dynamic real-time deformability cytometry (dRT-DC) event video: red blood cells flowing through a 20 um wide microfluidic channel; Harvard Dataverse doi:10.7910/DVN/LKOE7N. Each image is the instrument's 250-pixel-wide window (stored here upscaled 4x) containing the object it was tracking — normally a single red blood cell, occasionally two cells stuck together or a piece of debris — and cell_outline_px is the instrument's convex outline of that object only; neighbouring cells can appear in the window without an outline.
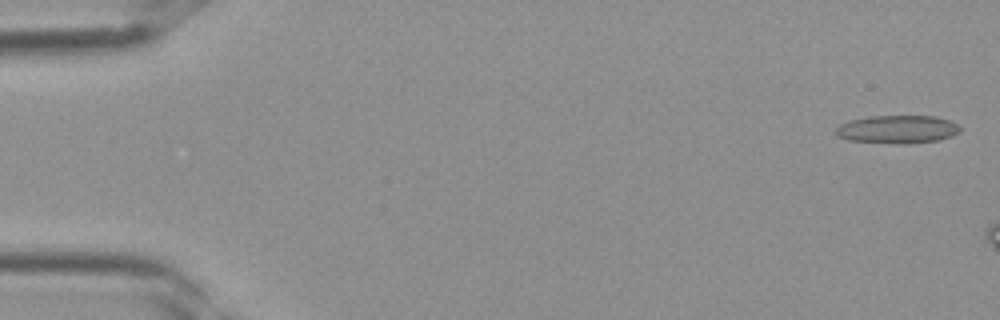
{"species": "Egyptian fruit bat (a non-hibernating species)", "species_latin": "Rousettus aegyptiacus", "temperature_condition": "room temperature", "stored_images_in_passage": 6, "camera_frame_rate_fps": 3000, "um_per_image_px": 0.085, "frame": {"image": 1, "passage_image": 1, "time_ms": 0.0, "image_size_px": [1000, 320], "cell_outline_px": [[960, 132], [952, 136], [936, 140], [908, 144], [896, 144], [848, 140], [836, 136], [836, 128], [840, 124], [848, 120], [868, 116], [936, 116], [960, 124]], "centroid_in_image_um": [76.27, 10.99], "position_along_channel_um": 8.7, "area_um2": 20.58}}